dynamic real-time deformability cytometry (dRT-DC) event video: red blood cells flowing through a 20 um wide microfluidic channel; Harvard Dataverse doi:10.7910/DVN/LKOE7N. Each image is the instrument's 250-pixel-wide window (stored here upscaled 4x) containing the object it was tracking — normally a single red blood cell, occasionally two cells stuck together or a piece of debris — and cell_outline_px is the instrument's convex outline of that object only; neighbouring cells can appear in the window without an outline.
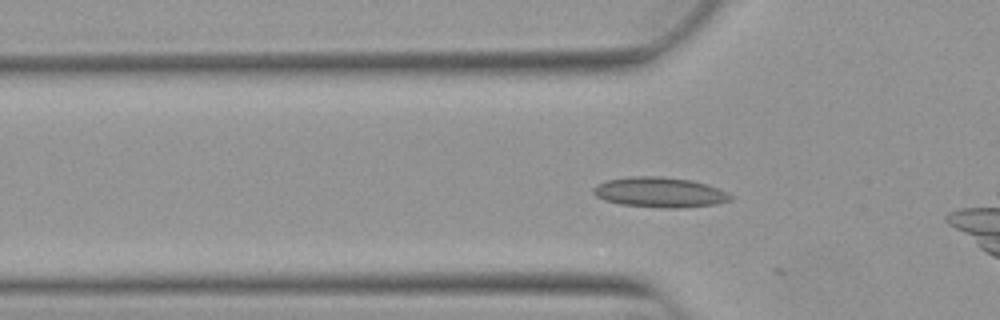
{"species": "Egyptian fruit bat (a non-hibernating species)", "species_latin": "Rousettus aegyptiacus", "temperature_condition": "warm", "stored_images_in_passage": 7, "camera_frame_rate_fps": 3000, "um_per_image_px": 0.085, "animal": {"sex": "female"}, "frame": {"image": 1, "passage_image": 6, "time_ms": 1.667, "image_size_px": [1000, 320], "cell_outline_px": [[732, 200], [716, 204], [680, 208], [660, 208], [620, 204], [604, 200], [596, 196], [592, 192], [592, 188], [596, 184], [608, 180], [632, 176], [660, 176], [692, 180], [728, 192], [732, 196]], "centroid_in_image_um": [56.05, 16.35], "position_along_channel_um": 69.7, "area_um2": 24.16}}